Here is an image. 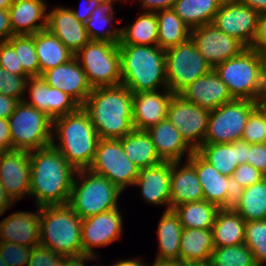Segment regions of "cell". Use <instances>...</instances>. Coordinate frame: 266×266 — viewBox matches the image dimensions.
Returning <instances> with one entry per match:
<instances>
[{
    "label": "cell",
    "instance_id": "6da1fadb",
    "mask_svg": "<svg viewBox=\"0 0 266 266\" xmlns=\"http://www.w3.org/2000/svg\"><path fill=\"white\" fill-rule=\"evenodd\" d=\"M76 170L52 145L30 151V192L36 207L68 204Z\"/></svg>",
    "mask_w": 266,
    "mask_h": 266
},
{
    "label": "cell",
    "instance_id": "7a4b0ae2",
    "mask_svg": "<svg viewBox=\"0 0 266 266\" xmlns=\"http://www.w3.org/2000/svg\"><path fill=\"white\" fill-rule=\"evenodd\" d=\"M133 93L123 84L92 89L82 108L100 139H119L134 130Z\"/></svg>",
    "mask_w": 266,
    "mask_h": 266
},
{
    "label": "cell",
    "instance_id": "3957f363",
    "mask_svg": "<svg viewBox=\"0 0 266 266\" xmlns=\"http://www.w3.org/2000/svg\"><path fill=\"white\" fill-rule=\"evenodd\" d=\"M52 129L51 145L76 171L88 169L100 138L82 106L74 112L54 119ZM54 135L59 144L56 143Z\"/></svg>",
    "mask_w": 266,
    "mask_h": 266
},
{
    "label": "cell",
    "instance_id": "277c9868",
    "mask_svg": "<svg viewBox=\"0 0 266 266\" xmlns=\"http://www.w3.org/2000/svg\"><path fill=\"white\" fill-rule=\"evenodd\" d=\"M121 84L133 94L168 89L165 50L158 45H118ZM159 88V89H158Z\"/></svg>",
    "mask_w": 266,
    "mask_h": 266
},
{
    "label": "cell",
    "instance_id": "5b68a950",
    "mask_svg": "<svg viewBox=\"0 0 266 266\" xmlns=\"http://www.w3.org/2000/svg\"><path fill=\"white\" fill-rule=\"evenodd\" d=\"M82 219L68 205L40 207V245L63 256L83 254Z\"/></svg>",
    "mask_w": 266,
    "mask_h": 266
},
{
    "label": "cell",
    "instance_id": "8992f818",
    "mask_svg": "<svg viewBox=\"0 0 266 266\" xmlns=\"http://www.w3.org/2000/svg\"><path fill=\"white\" fill-rule=\"evenodd\" d=\"M121 193L123 191L104 176L89 169L77 170L68 205L81 219H85L119 208Z\"/></svg>",
    "mask_w": 266,
    "mask_h": 266
},
{
    "label": "cell",
    "instance_id": "52a82bcc",
    "mask_svg": "<svg viewBox=\"0 0 266 266\" xmlns=\"http://www.w3.org/2000/svg\"><path fill=\"white\" fill-rule=\"evenodd\" d=\"M263 54L245 48L239 55L213 69L234 99L256 101L262 89Z\"/></svg>",
    "mask_w": 266,
    "mask_h": 266
},
{
    "label": "cell",
    "instance_id": "ba28073f",
    "mask_svg": "<svg viewBox=\"0 0 266 266\" xmlns=\"http://www.w3.org/2000/svg\"><path fill=\"white\" fill-rule=\"evenodd\" d=\"M91 87L121 84L119 47L106 41H89L75 55Z\"/></svg>",
    "mask_w": 266,
    "mask_h": 266
},
{
    "label": "cell",
    "instance_id": "9c48e42d",
    "mask_svg": "<svg viewBox=\"0 0 266 266\" xmlns=\"http://www.w3.org/2000/svg\"><path fill=\"white\" fill-rule=\"evenodd\" d=\"M52 119L24 101L8 118L12 150L32 151L51 145Z\"/></svg>",
    "mask_w": 266,
    "mask_h": 266
},
{
    "label": "cell",
    "instance_id": "30bf717a",
    "mask_svg": "<svg viewBox=\"0 0 266 266\" xmlns=\"http://www.w3.org/2000/svg\"><path fill=\"white\" fill-rule=\"evenodd\" d=\"M165 68L167 87L173 94H180L213 69L191 38L165 50Z\"/></svg>",
    "mask_w": 266,
    "mask_h": 266
},
{
    "label": "cell",
    "instance_id": "8fae6325",
    "mask_svg": "<svg viewBox=\"0 0 266 266\" xmlns=\"http://www.w3.org/2000/svg\"><path fill=\"white\" fill-rule=\"evenodd\" d=\"M256 101L233 99L210 111L203 144L232 143L242 139Z\"/></svg>",
    "mask_w": 266,
    "mask_h": 266
},
{
    "label": "cell",
    "instance_id": "7c38bea8",
    "mask_svg": "<svg viewBox=\"0 0 266 266\" xmlns=\"http://www.w3.org/2000/svg\"><path fill=\"white\" fill-rule=\"evenodd\" d=\"M90 171L109 179L121 191L134 186L139 168L126 156L119 139H99Z\"/></svg>",
    "mask_w": 266,
    "mask_h": 266
},
{
    "label": "cell",
    "instance_id": "4fadbf2b",
    "mask_svg": "<svg viewBox=\"0 0 266 266\" xmlns=\"http://www.w3.org/2000/svg\"><path fill=\"white\" fill-rule=\"evenodd\" d=\"M210 111L174 94L167 109V119L179 130L186 143L197 151L204 143Z\"/></svg>",
    "mask_w": 266,
    "mask_h": 266
},
{
    "label": "cell",
    "instance_id": "5bb4252c",
    "mask_svg": "<svg viewBox=\"0 0 266 266\" xmlns=\"http://www.w3.org/2000/svg\"><path fill=\"white\" fill-rule=\"evenodd\" d=\"M259 13L236 0H223L213 24L222 32L250 48L257 29Z\"/></svg>",
    "mask_w": 266,
    "mask_h": 266
},
{
    "label": "cell",
    "instance_id": "9a60e30c",
    "mask_svg": "<svg viewBox=\"0 0 266 266\" xmlns=\"http://www.w3.org/2000/svg\"><path fill=\"white\" fill-rule=\"evenodd\" d=\"M190 38L212 68L239 55L246 48L239 40L222 32L213 23L192 29Z\"/></svg>",
    "mask_w": 266,
    "mask_h": 266
},
{
    "label": "cell",
    "instance_id": "2e32d148",
    "mask_svg": "<svg viewBox=\"0 0 266 266\" xmlns=\"http://www.w3.org/2000/svg\"><path fill=\"white\" fill-rule=\"evenodd\" d=\"M119 208L82 219L81 241L83 253L97 258L95 247L108 246L121 237L123 219Z\"/></svg>",
    "mask_w": 266,
    "mask_h": 266
},
{
    "label": "cell",
    "instance_id": "e0dca14e",
    "mask_svg": "<svg viewBox=\"0 0 266 266\" xmlns=\"http://www.w3.org/2000/svg\"><path fill=\"white\" fill-rule=\"evenodd\" d=\"M30 96L23 101L52 120L76 111L80 105L65 92L50 87L41 76L28 77L25 89ZM29 90V91H28Z\"/></svg>",
    "mask_w": 266,
    "mask_h": 266
},
{
    "label": "cell",
    "instance_id": "ac0fdd59",
    "mask_svg": "<svg viewBox=\"0 0 266 266\" xmlns=\"http://www.w3.org/2000/svg\"><path fill=\"white\" fill-rule=\"evenodd\" d=\"M0 181L14 202L29 196L30 151H6L0 157Z\"/></svg>",
    "mask_w": 266,
    "mask_h": 266
},
{
    "label": "cell",
    "instance_id": "d6986e66",
    "mask_svg": "<svg viewBox=\"0 0 266 266\" xmlns=\"http://www.w3.org/2000/svg\"><path fill=\"white\" fill-rule=\"evenodd\" d=\"M50 87H55L72 97L80 106L92 92L86 74L75 57L67 63L51 68L41 74Z\"/></svg>",
    "mask_w": 266,
    "mask_h": 266
},
{
    "label": "cell",
    "instance_id": "ffe728a7",
    "mask_svg": "<svg viewBox=\"0 0 266 266\" xmlns=\"http://www.w3.org/2000/svg\"><path fill=\"white\" fill-rule=\"evenodd\" d=\"M173 95L169 89H163L161 93L158 90L134 93L132 106L134 130L147 131L165 120Z\"/></svg>",
    "mask_w": 266,
    "mask_h": 266
},
{
    "label": "cell",
    "instance_id": "44dd1931",
    "mask_svg": "<svg viewBox=\"0 0 266 266\" xmlns=\"http://www.w3.org/2000/svg\"><path fill=\"white\" fill-rule=\"evenodd\" d=\"M0 242L31 248L40 245V207L37 212L17 211L2 219Z\"/></svg>",
    "mask_w": 266,
    "mask_h": 266
},
{
    "label": "cell",
    "instance_id": "7402d4cb",
    "mask_svg": "<svg viewBox=\"0 0 266 266\" xmlns=\"http://www.w3.org/2000/svg\"><path fill=\"white\" fill-rule=\"evenodd\" d=\"M179 95L185 100L209 111L234 99L228 87L214 69L196 79Z\"/></svg>",
    "mask_w": 266,
    "mask_h": 266
},
{
    "label": "cell",
    "instance_id": "603a6c76",
    "mask_svg": "<svg viewBox=\"0 0 266 266\" xmlns=\"http://www.w3.org/2000/svg\"><path fill=\"white\" fill-rule=\"evenodd\" d=\"M171 162L163 161L152 167L139 169L134 186L139 187L143 199L151 204L166 205L170 210Z\"/></svg>",
    "mask_w": 266,
    "mask_h": 266
},
{
    "label": "cell",
    "instance_id": "cb8c5ba5",
    "mask_svg": "<svg viewBox=\"0 0 266 266\" xmlns=\"http://www.w3.org/2000/svg\"><path fill=\"white\" fill-rule=\"evenodd\" d=\"M47 29L75 55L90 41L85 23L77 20L67 7H54L48 12Z\"/></svg>",
    "mask_w": 266,
    "mask_h": 266
},
{
    "label": "cell",
    "instance_id": "d4e9b609",
    "mask_svg": "<svg viewBox=\"0 0 266 266\" xmlns=\"http://www.w3.org/2000/svg\"><path fill=\"white\" fill-rule=\"evenodd\" d=\"M171 162L170 210L185 203L204 200L202 186L194 166L186 159Z\"/></svg>",
    "mask_w": 266,
    "mask_h": 266
},
{
    "label": "cell",
    "instance_id": "484cf974",
    "mask_svg": "<svg viewBox=\"0 0 266 266\" xmlns=\"http://www.w3.org/2000/svg\"><path fill=\"white\" fill-rule=\"evenodd\" d=\"M47 7L44 0H14L8 10L13 34L34 35L47 29Z\"/></svg>",
    "mask_w": 266,
    "mask_h": 266
},
{
    "label": "cell",
    "instance_id": "4316f807",
    "mask_svg": "<svg viewBox=\"0 0 266 266\" xmlns=\"http://www.w3.org/2000/svg\"><path fill=\"white\" fill-rule=\"evenodd\" d=\"M147 133L151 136L156 152L163 161H183L184 155L188 159L194 152L167 118L150 127Z\"/></svg>",
    "mask_w": 266,
    "mask_h": 266
},
{
    "label": "cell",
    "instance_id": "83f0119b",
    "mask_svg": "<svg viewBox=\"0 0 266 266\" xmlns=\"http://www.w3.org/2000/svg\"><path fill=\"white\" fill-rule=\"evenodd\" d=\"M249 143L203 144L197 152L221 174L232 176L238 165L247 163Z\"/></svg>",
    "mask_w": 266,
    "mask_h": 266
},
{
    "label": "cell",
    "instance_id": "f1b7e54d",
    "mask_svg": "<svg viewBox=\"0 0 266 266\" xmlns=\"http://www.w3.org/2000/svg\"><path fill=\"white\" fill-rule=\"evenodd\" d=\"M187 160L196 169L197 177L202 186L204 200L221 208L227 199L230 177L219 173L197 151H194Z\"/></svg>",
    "mask_w": 266,
    "mask_h": 266
},
{
    "label": "cell",
    "instance_id": "f546056e",
    "mask_svg": "<svg viewBox=\"0 0 266 266\" xmlns=\"http://www.w3.org/2000/svg\"><path fill=\"white\" fill-rule=\"evenodd\" d=\"M183 226L174 210L164 211L160 218L157 236L159 252L153 263H179L180 240Z\"/></svg>",
    "mask_w": 266,
    "mask_h": 266
},
{
    "label": "cell",
    "instance_id": "4dcf8cb0",
    "mask_svg": "<svg viewBox=\"0 0 266 266\" xmlns=\"http://www.w3.org/2000/svg\"><path fill=\"white\" fill-rule=\"evenodd\" d=\"M213 249L212 229L183 228L179 263L189 265L208 262L211 260Z\"/></svg>",
    "mask_w": 266,
    "mask_h": 266
},
{
    "label": "cell",
    "instance_id": "1f68e13d",
    "mask_svg": "<svg viewBox=\"0 0 266 266\" xmlns=\"http://www.w3.org/2000/svg\"><path fill=\"white\" fill-rule=\"evenodd\" d=\"M35 48L39 62V76L74 57V54L48 29L35 33Z\"/></svg>",
    "mask_w": 266,
    "mask_h": 266
},
{
    "label": "cell",
    "instance_id": "d6a6232c",
    "mask_svg": "<svg viewBox=\"0 0 266 266\" xmlns=\"http://www.w3.org/2000/svg\"><path fill=\"white\" fill-rule=\"evenodd\" d=\"M245 223L246 221L234 209L220 208L212 227L214 247L243 244Z\"/></svg>",
    "mask_w": 266,
    "mask_h": 266
},
{
    "label": "cell",
    "instance_id": "836d02e7",
    "mask_svg": "<svg viewBox=\"0 0 266 266\" xmlns=\"http://www.w3.org/2000/svg\"><path fill=\"white\" fill-rule=\"evenodd\" d=\"M126 156L139 169L160 164L163 160L156 152L151 136L147 131L133 130L119 138Z\"/></svg>",
    "mask_w": 266,
    "mask_h": 266
},
{
    "label": "cell",
    "instance_id": "e575fe53",
    "mask_svg": "<svg viewBox=\"0 0 266 266\" xmlns=\"http://www.w3.org/2000/svg\"><path fill=\"white\" fill-rule=\"evenodd\" d=\"M223 0H176L173 11L192 30L211 24Z\"/></svg>",
    "mask_w": 266,
    "mask_h": 266
},
{
    "label": "cell",
    "instance_id": "d590c367",
    "mask_svg": "<svg viewBox=\"0 0 266 266\" xmlns=\"http://www.w3.org/2000/svg\"><path fill=\"white\" fill-rule=\"evenodd\" d=\"M124 0H108L100 2L98 7L85 22V27L91 41H106L118 44L121 40V28L106 29L107 24L112 26L114 11V2Z\"/></svg>",
    "mask_w": 266,
    "mask_h": 266
},
{
    "label": "cell",
    "instance_id": "8d00e7d4",
    "mask_svg": "<svg viewBox=\"0 0 266 266\" xmlns=\"http://www.w3.org/2000/svg\"><path fill=\"white\" fill-rule=\"evenodd\" d=\"M158 42V18L156 12L145 11L132 24L121 28L118 45L154 46Z\"/></svg>",
    "mask_w": 266,
    "mask_h": 266
},
{
    "label": "cell",
    "instance_id": "74e56055",
    "mask_svg": "<svg viewBox=\"0 0 266 266\" xmlns=\"http://www.w3.org/2000/svg\"><path fill=\"white\" fill-rule=\"evenodd\" d=\"M158 18L157 45L166 50L190 38L191 29L180 19L173 9L156 11Z\"/></svg>",
    "mask_w": 266,
    "mask_h": 266
},
{
    "label": "cell",
    "instance_id": "f35d334b",
    "mask_svg": "<svg viewBox=\"0 0 266 266\" xmlns=\"http://www.w3.org/2000/svg\"><path fill=\"white\" fill-rule=\"evenodd\" d=\"M173 210L179 216L183 228L212 229L220 208L201 200L178 205Z\"/></svg>",
    "mask_w": 266,
    "mask_h": 266
},
{
    "label": "cell",
    "instance_id": "ab89813d",
    "mask_svg": "<svg viewBox=\"0 0 266 266\" xmlns=\"http://www.w3.org/2000/svg\"><path fill=\"white\" fill-rule=\"evenodd\" d=\"M234 210L246 222L266 219V177L244 188L241 201Z\"/></svg>",
    "mask_w": 266,
    "mask_h": 266
},
{
    "label": "cell",
    "instance_id": "60d3db41",
    "mask_svg": "<svg viewBox=\"0 0 266 266\" xmlns=\"http://www.w3.org/2000/svg\"><path fill=\"white\" fill-rule=\"evenodd\" d=\"M18 55L19 67H23V76H39V62L35 48L34 35H13L7 40Z\"/></svg>",
    "mask_w": 266,
    "mask_h": 266
},
{
    "label": "cell",
    "instance_id": "b9f144b4",
    "mask_svg": "<svg viewBox=\"0 0 266 266\" xmlns=\"http://www.w3.org/2000/svg\"><path fill=\"white\" fill-rule=\"evenodd\" d=\"M210 262L213 266H258L252 251L244 243L214 247Z\"/></svg>",
    "mask_w": 266,
    "mask_h": 266
},
{
    "label": "cell",
    "instance_id": "7bdbcfd3",
    "mask_svg": "<svg viewBox=\"0 0 266 266\" xmlns=\"http://www.w3.org/2000/svg\"><path fill=\"white\" fill-rule=\"evenodd\" d=\"M244 244L252 251L258 266L266 264V219L245 223Z\"/></svg>",
    "mask_w": 266,
    "mask_h": 266
},
{
    "label": "cell",
    "instance_id": "ee69618b",
    "mask_svg": "<svg viewBox=\"0 0 266 266\" xmlns=\"http://www.w3.org/2000/svg\"><path fill=\"white\" fill-rule=\"evenodd\" d=\"M241 140L249 144L266 143V118L257 107L249 115Z\"/></svg>",
    "mask_w": 266,
    "mask_h": 266
},
{
    "label": "cell",
    "instance_id": "f6af8a7d",
    "mask_svg": "<svg viewBox=\"0 0 266 266\" xmlns=\"http://www.w3.org/2000/svg\"><path fill=\"white\" fill-rule=\"evenodd\" d=\"M27 78L23 75H15L0 67V93L17 99L19 102L23 101Z\"/></svg>",
    "mask_w": 266,
    "mask_h": 266
},
{
    "label": "cell",
    "instance_id": "bcb514c9",
    "mask_svg": "<svg viewBox=\"0 0 266 266\" xmlns=\"http://www.w3.org/2000/svg\"><path fill=\"white\" fill-rule=\"evenodd\" d=\"M32 248L16 243L0 242V256L7 266H27Z\"/></svg>",
    "mask_w": 266,
    "mask_h": 266
},
{
    "label": "cell",
    "instance_id": "7dc6e473",
    "mask_svg": "<svg viewBox=\"0 0 266 266\" xmlns=\"http://www.w3.org/2000/svg\"><path fill=\"white\" fill-rule=\"evenodd\" d=\"M63 255L53 252L50 248L38 245L32 248L27 266H62Z\"/></svg>",
    "mask_w": 266,
    "mask_h": 266
},
{
    "label": "cell",
    "instance_id": "c3c4849f",
    "mask_svg": "<svg viewBox=\"0 0 266 266\" xmlns=\"http://www.w3.org/2000/svg\"><path fill=\"white\" fill-rule=\"evenodd\" d=\"M243 188L258 183L266 176L254 166L244 163L237 166L232 176Z\"/></svg>",
    "mask_w": 266,
    "mask_h": 266
},
{
    "label": "cell",
    "instance_id": "681fc988",
    "mask_svg": "<svg viewBox=\"0 0 266 266\" xmlns=\"http://www.w3.org/2000/svg\"><path fill=\"white\" fill-rule=\"evenodd\" d=\"M0 67L15 75H23V67H19L18 55L8 41L0 42Z\"/></svg>",
    "mask_w": 266,
    "mask_h": 266
},
{
    "label": "cell",
    "instance_id": "f907efd6",
    "mask_svg": "<svg viewBox=\"0 0 266 266\" xmlns=\"http://www.w3.org/2000/svg\"><path fill=\"white\" fill-rule=\"evenodd\" d=\"M247 163L266 176V143L249 144Z\"/></svg>",
    "mask_w": 266,
    "mask_h": 266
},
{
    "label": "cell",
    "instance_id": "816d5d0a",
    "mask_svg": "<svg viewBox=\"0 0 266 266\" xmlns=\"http://www.w3.org/2000/svg\"><path fill=\"white\" fill-rule=\"evenodd\" d=\"M250 48L262 54L266 53V12L259 13L256 33Z\"/></svg>",
    "mask_w": 266,
    "mask_h": 266
},
{
    "label": "cell",
    "instance_id": "f5cc1de1",
    "mask_svg": "<svg viewBox=\"0 0 266 266\" xmlns=\"http://www.w3.org/2000/svg\"><path fill=\"white\" fill-rule=\"evenodd\" d=\"M244 188L230 176V187L227 188V199L222 209H235L241 201Z\"/></svg>",
    "mask_w": 266,
    "mask_h": 266
},
{
    "label": "cell",
    "instance_id": "db71d44e",
    "mask_svg": "<svg viewBox=\"0 0 266 266\" xmlns=\"http://www.w3.org/2000/svg\"><path fill=\"white\" fill-rule=\"evenodd\" d=\"M100 4V2L98 0H84L83 3L81 4V9L79 10H75V9H71L73 16L85 23L90 15L93 13V11L98 7V5ZM83 5V6H82Z\"/></svg>",
    "mask_w": 266,
    "mask_h": 266
},
{
    "label": "cell",
    "instance_id": "11a10c76",
    "mask_svg": "<svg viewBox=\"0 0 266 266\" xmlns=\"http://www.w3.org/2000/svg\"><path fill=\"white\" fill-rule=\"evenodd\" d=\"M176 0H139L144 11L156 12L158 10L172 9Z\"/></svg>",
    "mask_w": 266,
    "mask_h": 266
},
{
    "label": "cell",
    "instance_id": "9f6ffc18",
    "mask_svg": "<svg viewBox=\"0 0 266 266\" xmlns=\"http://www.w3.org/2000/svg\"><path fill=\"white\" fill-rule=\"evenodd\" d=\"M13 35L9 11L0 9V42L9 40Z\"/></svg>",
    "mask_w": 266,
    "mask_h": 266
},
{
    "label": "cell",
    "instance_id": "6f0895ef",
    "mask_svg": "<svg viewBox=\"0 0 266 266\" xmlns=\"http://www.w3.org/2000/svg\"><path fill=\"white\" fill-rule=\"evenodd\" d=\"M18 103L19 101L17 99L0 93V118L8 119L15 111Z\"/></svg>",
    "mask_w": 266,
    "mask_h": 266
},
{
    "label": "cell",
    "instance_id": "680465c9",
    "mask_svg": "<svg viewBox=\"0 0 266 266\" xmlns=\"http://www.w3.org/2000/svg\"><path fill=\"white\" fill-rule=\"evenodd\" d=\"M0 145L6 151H12V140L8 119L0 118Z\"/></svg>",
    "mask_w": 266,
    "mask_h": 266
},
{
    "label": "cell",
    "instance_id": "91938a15",
    "mask_svg": "<svg viewBox=\"0 0 266 266\" xmlns=\"http://www.w3.org/2000/svg\"><path fill=\"white\" fill-rule=\"evenodd\" d=\"M99 257H94L90 254H80L77 256H64L62 266H86L88 260L97 259Z\"/></svg>",
    "mask_w": 266,
    "mask_h": 266
},
{
    "label": "cell",
    "instance_id": "94428289",
    "mask_svg": "<svg viewBox=\"0 0 266 266\" xmlns=\"http://www.w3.org/2000/svg\"><path fill=\"white\" fill-rule=\"evenodd\" d=\"M15 202L10 198V196L5 191L4 186L1 184L0 181V216L4 214L12 204Z\"/></svg>",
    "mask_w": 266,
    "mask_h": 266
},
{
    "label": "cell",
    "instance_id": "6125c7cd",
    "mask_svg": "<svg viewBox=\"0 0 266 266\" xmlns=\"http://www.w3.org/2000/svg\"><path fill=\"white\" fill-rule=\"evenodd\" d=\"M236 1L252 8L258 13L266 12V0H236Z\"/></svg>",
    "mask_w": 266,
    "mask_h": 266
},
{
    "label": "cell",
    "instance_id": "be15d7a7",
    "mask_svg": "<svg viewBox=\"0 0 266 266\" xmlns=\"http://www.w3.org/2000/svg\"><path fill=\"white\" fill-rule=\"evenodd\" d=\"M139 258H130L128 260H119L113 263L111 266H150L149 264L143 263Z\"/></svg>",
    "mask_w": 266,
    "mask_h": 266
},
{
    "label": "cell",
    "instance_id": "e7e4bbea",
    "mask_svg": "<svg viewBox=\"0 0 266 266\" xmlns=\"http://www.w3.org/2000/svg\"><path fill=\"white\" fill-rule=\"evenodd\" d=\"M256 107L266 118V93H260L256 100Z\"/></svg>",
    "mask_w": 266,
    "mask_h": 266
},
{
    "label": "cell",
    "instance_id": "03108f58",
    "mask_svg": "<svg viewBox=\"0 0 266 266\" xmlns=\"http://www.w3.org/2000/svg\"><path fill=\"white\" fill-rule=\"evenodd\" d=\"M261 93H266V53L263 54L262 89H261Z\"/></svg>",
    "mask_w": 266,
    "mask_h": 266
},
{
    "label": "cell",
    "instance_id": "003e7915",
    "mask_svg": "<svg viewBox=\"0 0 266 266\" xmlns=\"http://www.w3.org/2000/svg\"><path fill=\"white\" fill-rule=\"evenodd\" d=\"M14 0H0V9L9 10Z\"/></svg>",
    "mask_w": 266,
    "mask_h": 266
},
{
    "label": "cell",
    "instance_id": "a7ac6f4b",
    "mask_svg": "<svg viewBox=\"0 0 266 266\" xmlns=\"http://www.w3.org/2000/svg\"><path fill=\"white\" fill-rule=\"evenodd\" d=\"M151 266H186V265L178 262H171V263H153Z\"/></svg>",
    "mask_w": 266,
    "mask_h": 266
},
{
    "label": "cell",
    "instance_id": "89a4df30",
    "mask_svg": "<svg viewBox=\"0 0 266 266\" xmlns=\"http://www.w3.org/2000/svg\"><path fill=\"white\" fill-rule=\"evenodd\" d=\"M186 266H213L212 263L210 261L208 262H203V263H195V264H189Z\"/></svg>",
    "mask_w": 266,
    "mask_h": 266
},
{
    "label": "cell",
    "instance_id": "2644e50d",
    "mask_svg": "<svg viewBox=\"0 0 266 266\" xmlns=\"http://www.w3.org/2000/svg\"><path fill=\"white\" fill-rule=\"evenodd\" d=\"M6 152V150L0 145V157Z\"/></svg>",
    "mask_w": 266,
    "mask_h": 266
},
{
    "label": "cell",
    "instance_id": "8c879c8a",
    "mask_svg": "<svg viewBox=\"0 0 266 266\" xmlns=\"http://www.w3.org/2000/svg\"><path fill=\"white\" fill-rule=\"evenodd\" d=\"M0 266H7V264L3 261V259H1V256H0Z\"/></svg>",
    "mask_w": 266,
    "mask_h": 266
}]
</instances>
